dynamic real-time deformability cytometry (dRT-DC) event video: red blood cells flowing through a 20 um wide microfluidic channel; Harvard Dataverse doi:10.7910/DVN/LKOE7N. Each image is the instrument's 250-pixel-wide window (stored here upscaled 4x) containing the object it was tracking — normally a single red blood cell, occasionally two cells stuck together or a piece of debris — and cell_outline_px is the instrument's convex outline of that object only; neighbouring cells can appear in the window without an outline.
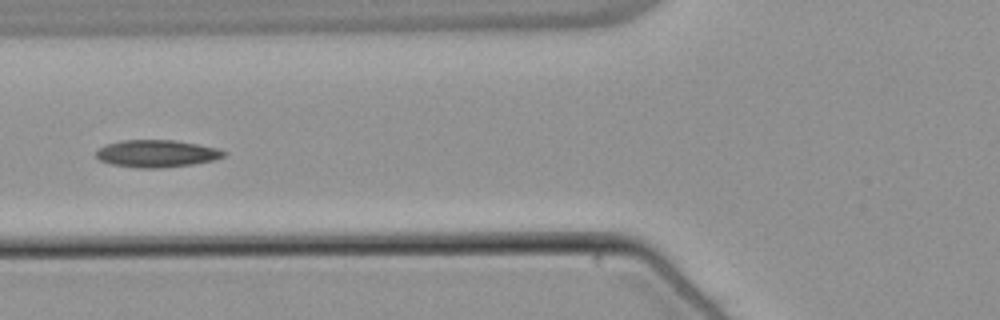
{"species": "common noctule bat (a hibernating species)", "species_latin": "Nyctalus noctula", "temperature_condition": "warm", "stored_images_in_passage": 41, "camera_frame_rate_fps": 3000, "um_per_image_px": 0.085, "animal": {"sex": "male", "body_mass_g": 21.5, "forearm_length_mm": 52.0}, "frame": {"image": 1, "passage_image": 14, "time_ms": 4.333, "image_size_px": [1000, 320], "cell_outline_px": [[224, 156], [212, 160], [192, 164], [160, 168], [140, 168], [112, 164], [100, 160], [96, 156], [96, 152], [100, 148], [108, 144], [124, 140], [176, 140], [216, 148], [224, 152]], "centroid_in_image_um": [13.29, 13.05], "position_along_channel_um": 112.5, "area_um2": 19.88}}
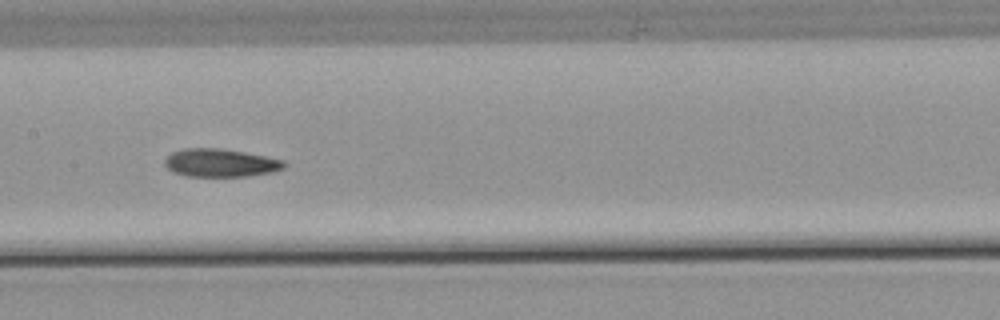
{"frame": {"image": 2, "passage_image": 20, "time_ms": 6.333, "image_size_px": [1000, 320], "cell_outline_px": [[288, 164], [284, 168], [272, 172], [248, 176], [188, 176], [172, 172], [164, 164], [164, 160], [172, 152], [184, 148], [216, 148], [244, 152], [284, 160]], "centroid_in_image_um": [18.74, 13.84], "position_along_channel_um": 188.7, "area_um2": 19.48}}
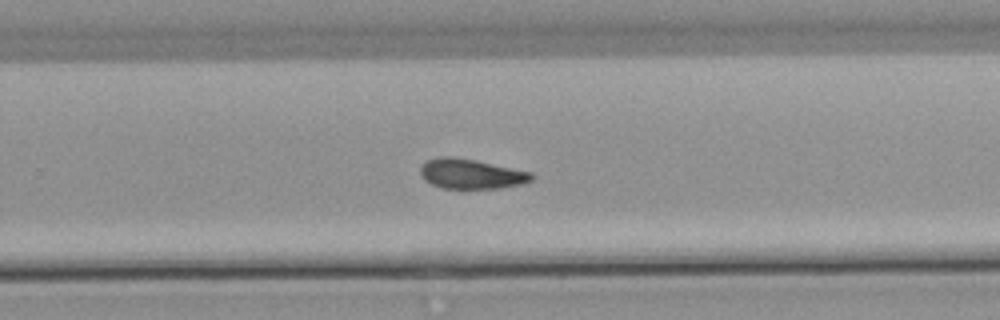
{"frame": {"image": 3, "passage_image": 28, "time_ms": 9.0, "image_size_px": [1000, 320], "cell_outline_px": [[536, 176], [532, 180], [520, 184], [500, 188], [440, 188], [424, 180], [420, 172], [420, 168], [428, 160], [436, 156], [452, 156], [476, 160], [532, 172]], "centroid_in_image_um": [40.05, 14.77], "position_along_channel_um": 289.8, "area_um2": 19.42}, "authors_computed_cell_mechanics": {"area_um2": 19.5942, "velocity_mm_per_s": 3.8038, "shape_relaxation_time_tau1_ms": 9.4556, "shape_relaxation_time_tau2_ms": 4.7507, "deformation_change_tau1": 0.1861, "deformation_change_tau2": 0.1148}}